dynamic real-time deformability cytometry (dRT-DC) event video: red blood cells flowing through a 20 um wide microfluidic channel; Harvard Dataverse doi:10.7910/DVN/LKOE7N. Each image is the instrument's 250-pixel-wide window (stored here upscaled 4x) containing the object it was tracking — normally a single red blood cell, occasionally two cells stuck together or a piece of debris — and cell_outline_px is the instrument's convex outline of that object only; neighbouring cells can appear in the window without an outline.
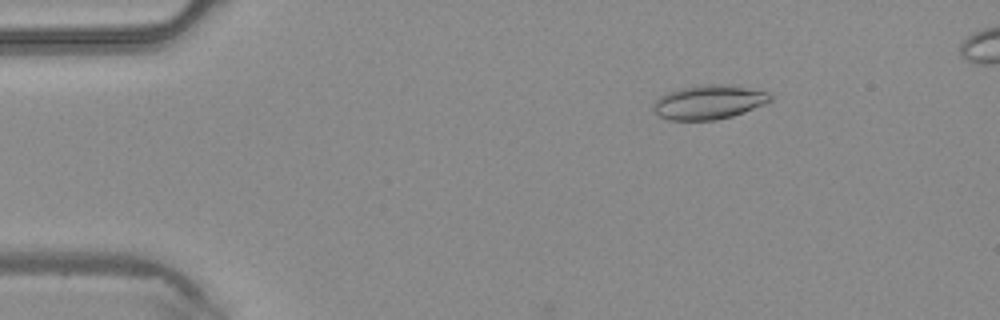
{"species": "common noctule bat (a hibernating species)", "species_latin": "Nyctalus noctula", "temperature_condition": "warm", "stored_images_in_passage": 9, "camera_frame_rate_fps": 3000, "um_per_image_px": 0.085, "animal": {"sex": "male", "body_mass_g": 20.4}, "frame": {"image": 1, "passage_image": 7, "time_ms": 2.0, "image_size_px": [1000, 320], "cell_outline_px": [[772, 100], [764, 104], [744, 112], [732, 116], [716, 120], [668, 120], [660, 116], [652, 108], [652, 104], [664, 92], [680, 88], [700, 84], [728, 84], [768, 92], [772, 96]], "centroid_in_image_um": [60.22, 8.67], "position_along_channel_um": 24.8, "area_um2": 23.47}}